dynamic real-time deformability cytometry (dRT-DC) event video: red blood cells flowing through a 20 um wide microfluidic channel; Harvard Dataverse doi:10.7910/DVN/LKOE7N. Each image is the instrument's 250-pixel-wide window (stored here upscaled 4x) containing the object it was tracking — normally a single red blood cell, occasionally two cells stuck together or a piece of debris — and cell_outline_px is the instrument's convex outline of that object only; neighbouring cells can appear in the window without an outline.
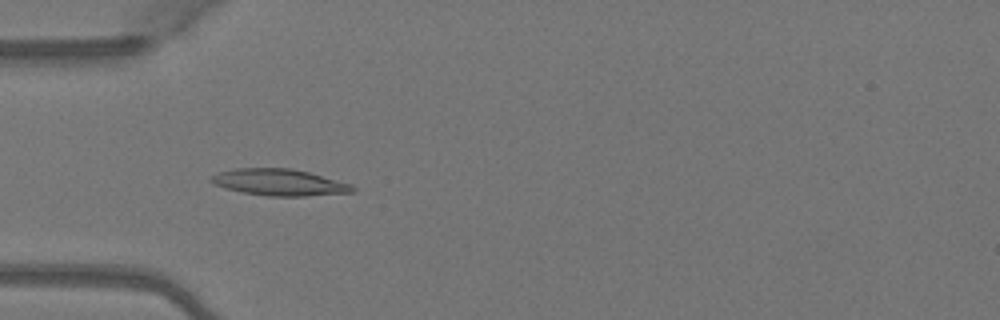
{"species": "Egyptian fruit bat (a non-hibernating species)", "species_latin": "Rousettus aegyptiacus", "temperature_condition": "warm", "stored_images_in_passage": 49, "camera_frame_rate_fps": 3000, "um_per_image_px": 0.085, "animal": {"sex": "female"}, "frame": {"image": 1, "passage_image": 15, "time_ms": 4.667, "image_size_px": [1000, 320], "cell_outline_px": [[356, 188], [352, 192], [304, 196], [268, 196], [244, 192], [224, 188], [208, 180], [212, 176], [220, 172], [236, 168], [292, 168], [308, 172], [352, 184]], "centroid_in_image_um": [23.75, 15.49], "position_along_channel_um": 61.2, "area_um2": 21.68}}
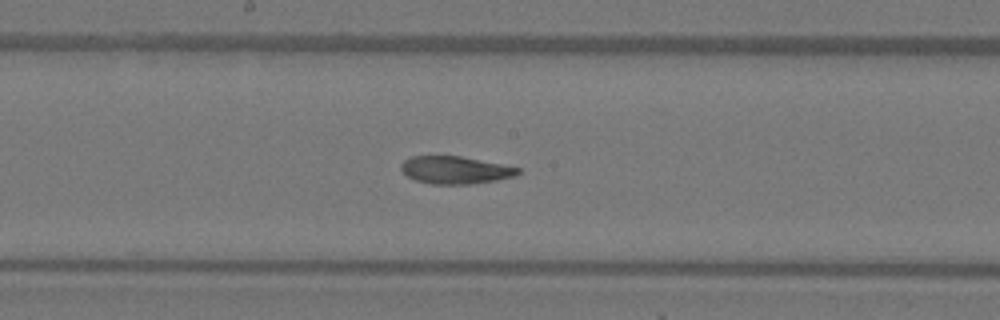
{"frame": {"image": 2, "passage_image": 26, "time_ms": 8.333, "image_size_px": [1000, 320], "cell_outline_px": [[520, 172], [516, 176], [496, 180], [468, 184], [432, 184], [416, 180], [408, 176], [400, 168], [400, 164], [404, 160], [412, 156], [460, 156], [520, 168]], "centroid_in_image_um": [38.68, 14.45], "position_along_channel_um": 209.5, "area_um2": 18.55}}
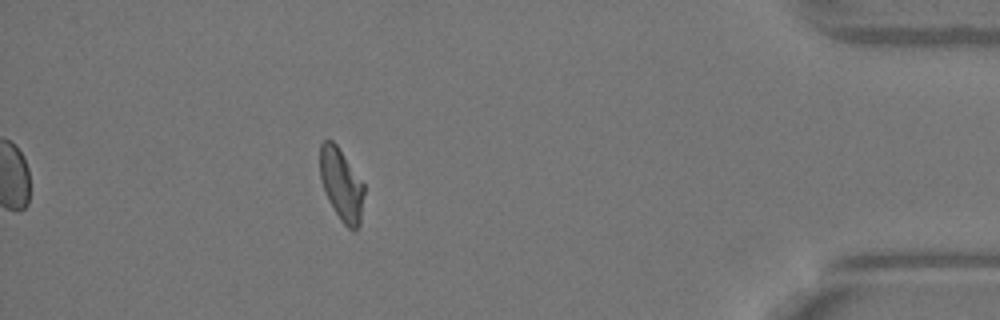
{"frame": {"image": 3, "passage_image": 44, "time_ms": 14.333, "image_size_px": [1000, 320], "cell_outline_px": [[364, 192], [360, 224], [356, 232], [352, 232], [340, 220], [328, 200], [320, 176], [320, 144], [324, 140], [332, 140], [336, 144], [364, 184]], "centroid_in_image_um": [29.03, 15.73], "position_along_channel_um": 406.2, "area_um2": 18.5}, "authors_computed_cell_mechanics": {"area_um2": 19.7676, "velocity_mm_per_s": 4.0915, "shape_relaxation_time_tau1_ms": 7.2148, "shape_relaxation_time_tau2_ms": 1.6758, "deformation_change_tau1": 0.2219, "deformation_change_tau2": 0.0645}}